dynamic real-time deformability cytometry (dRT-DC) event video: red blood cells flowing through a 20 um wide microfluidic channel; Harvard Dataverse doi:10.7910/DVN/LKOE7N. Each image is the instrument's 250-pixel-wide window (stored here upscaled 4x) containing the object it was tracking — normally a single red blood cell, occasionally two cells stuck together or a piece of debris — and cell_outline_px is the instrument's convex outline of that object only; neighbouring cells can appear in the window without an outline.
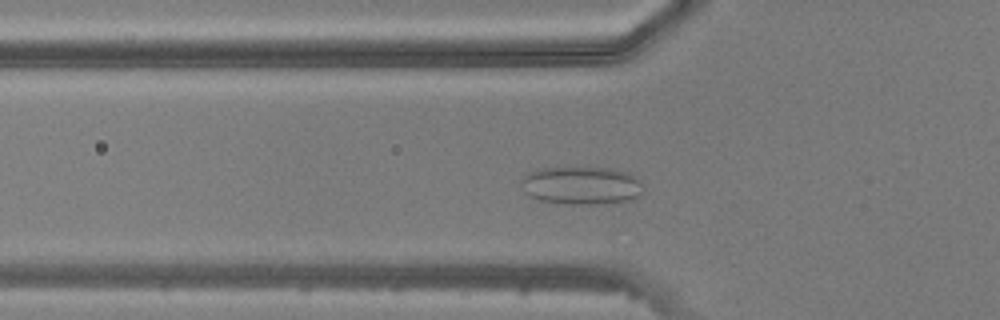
{"species": "common noctule bat (a hibernating species)", "species_latin": "Nyctalus noctula", "temperature_condition": "warm", "stored_images_in_passage": 44, "camera_frame_rate_fps": 3000, "um_per_image_px": 0.085, "animal": {"sex": "male", "body_mass_g": 20.5, "forearm_length_mm": 52.5}, "frame": {"image": 1, "passage_image": 12, "time_ms": 3.667, "image_size_px": [1000, 320], "cell_outline_px": [[640, 192], [636, 196], [628, 200], [592, 204], [572, 204], [540, 200], [524, 192], [524, 176], [528, 172], [544, 168], [612, 168], [628, 172], [640, 180]], "centroid_in_image_um": [49.42, 15.75], "position_along_channel_um": 76.4, "area_um2": 26.3}}
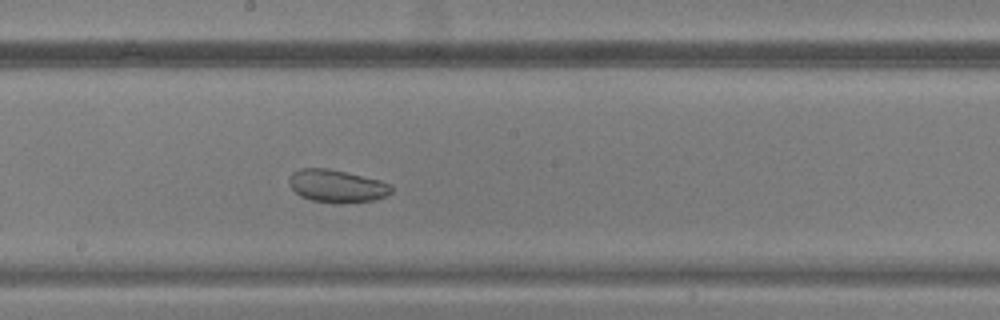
{"frame": {"image": 2, "passage_image": 22, "time_ms": 7.0, "image_size_px": [1000, 320], "cell_outline_px": [[392, 192], [384, 196], [372, 200], [340, 204], [312, 200], [300, 196], [288, 184], [288, 180], [292, 172], [300, 168], [328, 168], [380, 180], [388, 184], [392, 188]], "centroid_in_image_um": [28.59, 15.81], "position_along_channel_um": 219.6, "area_um2": 19.42}}
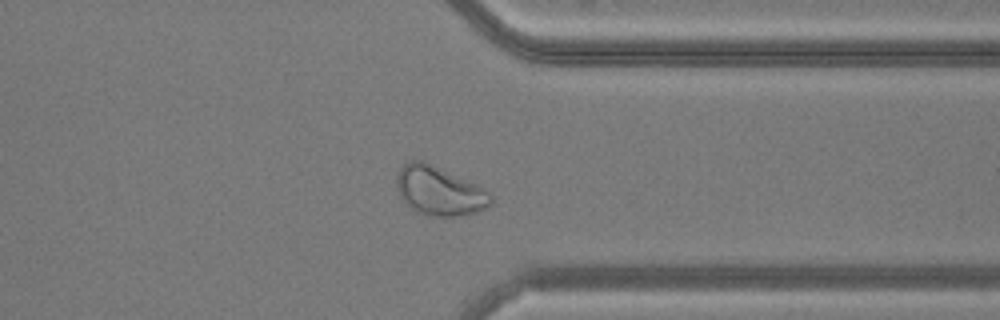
{"frame": {"image": 3, "passage_image": 33, "time_ms": 10.667, "image_size_px": [1000, 320], "cell_outline_px": [[492, 204], [488, 208], [476, 212], [460, 216], [428, 216], [412, 208], [404, 200], [396, 188], [396, 176], [400, 168], [408, 160], [420, 160], [472, 184], [488, 192], [492, 196]], "centroid_in_image_um": [37.31, 16.26], "position_along_channel_um": 374.1, "area_um2": 26.07}}